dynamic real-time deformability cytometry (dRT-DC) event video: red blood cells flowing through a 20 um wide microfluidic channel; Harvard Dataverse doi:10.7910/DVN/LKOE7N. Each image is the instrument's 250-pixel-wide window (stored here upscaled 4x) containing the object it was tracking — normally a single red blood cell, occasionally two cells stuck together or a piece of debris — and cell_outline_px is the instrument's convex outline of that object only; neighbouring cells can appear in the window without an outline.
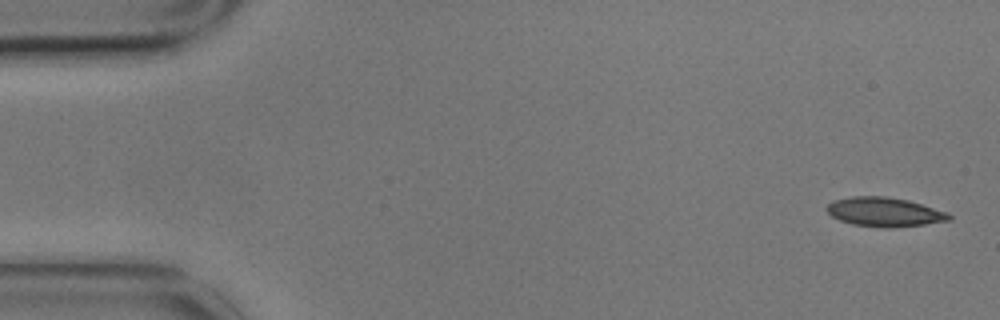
{"species": "common noctule bat (a hibernating species)", "species_latin": "Nyctalus noctula", "temperature_condition": "cold", "stored_images_in_passage": 5, "camera_frame_rate_fps": 3000, "um_per_image_px": 0.085, "animal": {"sex": "male", "body_mass_g": 17.9}, "frame": {"image": 1, "passage_image": 1, "time_ms": 0.0, "image_size_px": [1000, 320], "cell_outline_px": [[952, 220], [924, 224], [888, 228], [884, 228], [852, 224], [840, 220], [832, 216], [824, 208], [832, 200], [852, 196], [884, 196], [908, 200], [948, 212], [952, 216]], "centroid_in_image_um": [75.17, 18.01], "position_along_channel_um": 9.8, "area_um2": 20.87}}
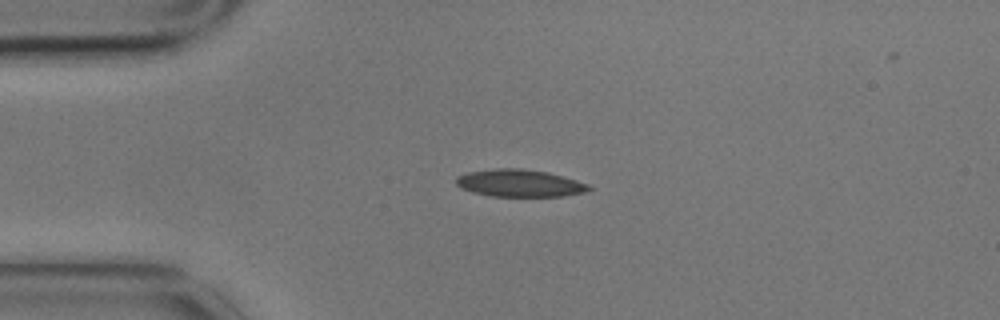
{"frame": {"image": 2, "passage_image": 4, "time_ms": 1.0, "image_size_px": [1000, 320], "cell_outline_px": [[592, 188], [588, 192], [564, 196], [488, 196], [472, 192], [460, 188], [456, 184], [456, 176], [468, 172], [496, 168], [520, 168], [548, 172], [576, 180], [588, 184]], "centroid_in_image_um": [44.16, 15.57], "position_along_channel_um": 40.8, "area_um2": 21.27}}